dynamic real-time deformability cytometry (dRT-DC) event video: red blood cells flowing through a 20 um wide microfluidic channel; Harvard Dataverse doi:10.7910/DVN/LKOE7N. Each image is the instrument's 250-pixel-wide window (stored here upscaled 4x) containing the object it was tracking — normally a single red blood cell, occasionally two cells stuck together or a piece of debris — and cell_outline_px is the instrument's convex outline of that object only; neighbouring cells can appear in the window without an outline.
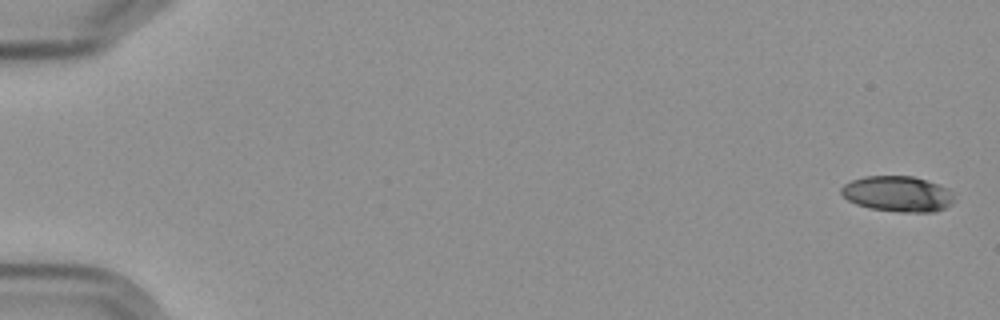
{"species": "Egyptian fruit bat (a non-hibernating species)", "species_latin": "Rousettus aegyptiacus", "temperature_condition": "cold", "stored_images_in_passage": 6, "segment_of_instrument_passage": [1, 2], "camera_frame_rate_fps": 3000, "um_per_image_px": 0.085, "frame": {"image": 1, "passage_image": 1, "time_ms": 0.0, "image_size_px": [1000, 320], "cell_outline_px": [[956, 200], [952, 204], [936, 212], [900, 212], [868, 208], [856, 204], [848, 200], [840, 192], [840, 188], [844, 184], [852, 180], [864, 176], [912, 176], [948, 188], [952, 192]], "centroid_in_image_um": [76.31, 16.49], "position_along_channel_um": 8.7, "area_um2": 23.58}}
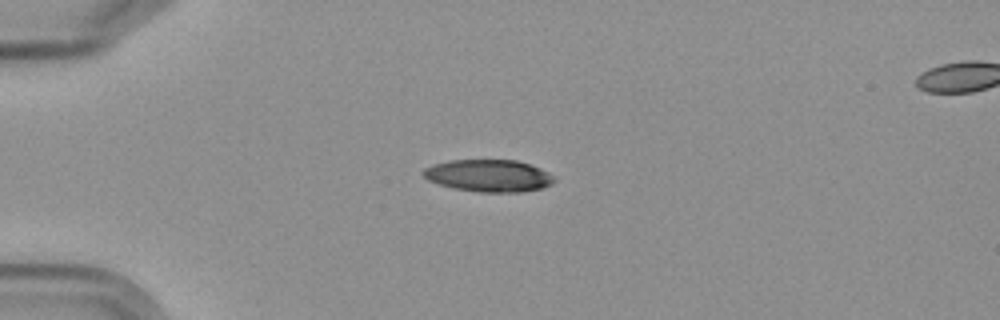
{"frame": {"image": 2, "passage_image": 5, "time_ms": 4.667, "image_size_px": [1000, 320], "cell_outline_px": [[556, 180], [552, 184], [544, 188], [520, 192], [480, 192], [452, 188], [428, 180], [420, 172], [424, 168], [432, 164], [448, 160], [516, 160], [540, 168], [552, 176]], "centroid_in_image_um": [41.51, 14.93], "position_along_channel_um": 43.5, "area_um2": 24.62}}